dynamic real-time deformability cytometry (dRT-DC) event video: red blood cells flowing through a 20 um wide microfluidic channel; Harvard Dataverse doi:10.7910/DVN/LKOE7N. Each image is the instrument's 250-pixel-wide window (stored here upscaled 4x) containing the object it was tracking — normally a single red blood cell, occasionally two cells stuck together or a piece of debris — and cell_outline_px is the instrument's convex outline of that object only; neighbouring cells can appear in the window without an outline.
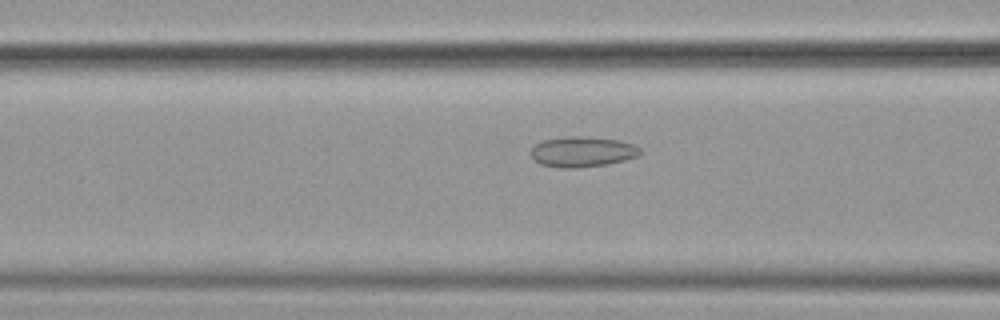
{"species": "common noctule bat (a hibernating species)", "species_latin": "Nyctalus noctula", "temperature_condition": "cold", "stored_images_in_passage": 52, "camera_frame_rate_fps": 3000, "um_per_image_px": 0.085, "animal": {"sex": "female", "body_mass_g": 19.9}, "frame": {"image": 1, "passage_image": 19, "time_ms": 6.0, "image_size_px": [1000, 320], "cell_outline_px": [[640, 156], [608, 164], [576, 168], [560, 168], [540, 164], [532, 160], [528, 152], [536, 144], [544, 140], [564, 136], [580, 136], [620, 140], [632, 144], [640, 148]], "centroid_in_image_um": [49.45, 12.9], "position_along_channel_um": 117.1, "area_um2": 19.59}}
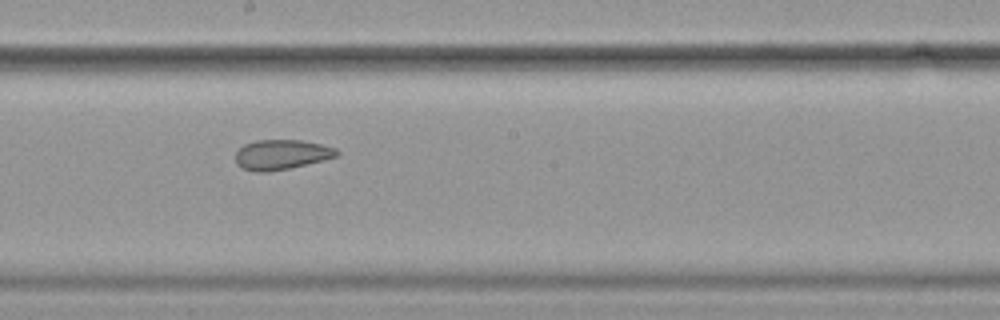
{"frame": {"image": 2, "passage_image": 28, "time_ms": 9.0, "image_size_px": [1000, 320], "cell_outline_px": [[340, 156], [324, 160], [288, 168], [268, 172], [256, 172], [244, 168], [236, 164], [236, 152], [244, 144], [256, 140], [300, 140], [320, 144], [336, 148], [340, 152]], "centroid_in_image_um": [23.95, 13.14], "position_along_channel_um": 224.3, "area_um2": 17.63}}
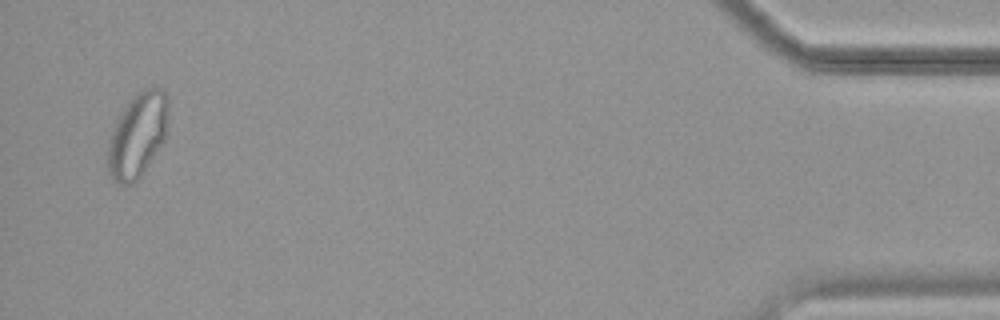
{"frame": {"image": 3, "passage_image": 51, "time_ms": 16.667, "image_size_px": [1000, 320], "cell_outline_px": [[168, 132], [164, 140], [140, 180], [136, 184], [116, 184], [112, 180], [108, 172], [108, 144], [112, 132], [124, 108], [132, 96], [144, 88], [164, 88], [168, 96]], "centroid_in_image_um": [11.73, 11.52], "position_along_channel_um": 423.5, "area_um2": 30.23}, "authors_computed_cell_mechanics": {"area_um2": 21.7906, "velocity_mm_per_s": 3.5818, "shape_relaxation_time_tau1_ms": null, "shape_relaxation_time_tau2_ms": 1.7762, "deformation_change_tau1": null, "deformation_change_tau2": 0.0725}}